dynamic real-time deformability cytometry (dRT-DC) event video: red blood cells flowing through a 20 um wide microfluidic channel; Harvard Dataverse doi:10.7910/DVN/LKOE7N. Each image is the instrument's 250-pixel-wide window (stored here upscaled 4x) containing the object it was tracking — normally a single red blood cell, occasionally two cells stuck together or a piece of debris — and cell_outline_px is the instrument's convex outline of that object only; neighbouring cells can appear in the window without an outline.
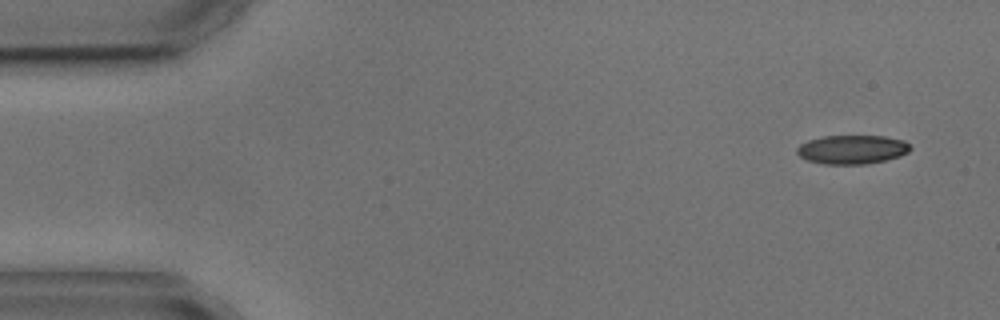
{"species": "common noctule bat (a hibernating species)", "species_latin": "Nyctalus noctula", "temperature_condition": "cold", "stored_images_in_passage": 6, "camera_frame_rate_fps": 3000, "um_per_image_px": 0.085, "animal": {"sex": "male", "body_mass_g": 17.9, "forearm_length_mm": 54.2}, "frame": {"image": 1, "passage_image": 1, "time_ms": 0.0, "image_size_px": [1000, 320], "cell_outline_px": [[912, 148], [908, 152], [900, 156], [884, 160], [864, 164], [824, 164], [808, 160], [800, 156], [796, 152], [796, 148], [800, 144], [808, 140], [824, 136], [884, 136], [904, 140]], "centroid_in_image_um": [72.42, 12.7], "position_along_channel_um": 12.6, "area_um2": 19.02}}
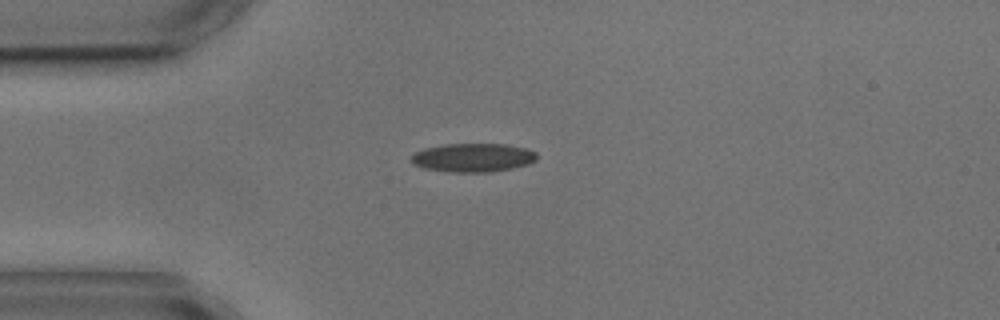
{"frame": {"image": 2, "passage_image": 4, "time_ms": 3.333, "image_size_px": [1000, 320], "cell_outline_px": [[536, 160], [528, 164], [512, 168], [492, 172], [452, 172], [424, 168], [412, 164], [408, 160], [416, 152], [424, 148], [448, 144], [508, 144], [528, 148], [536, 152]], "centroid_in_image_um": [40.21, 13.39], "position_along_channel_um": 44.8, "area_um2": 21.1}}
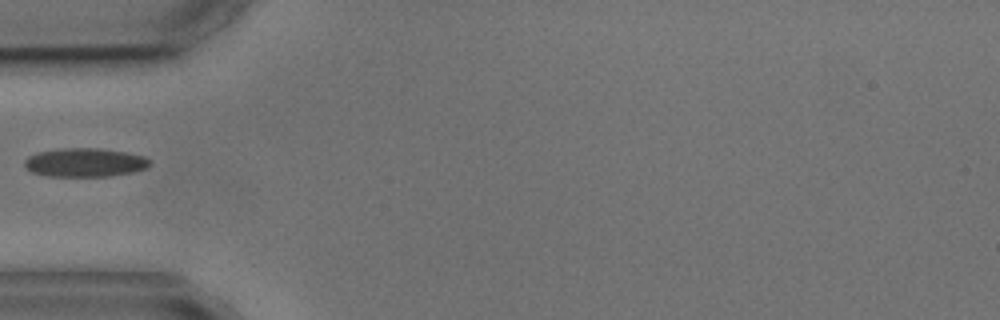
{"frame": {"image": 3, "passage_image": 5, "time_ms": 4.667, "image_size_px": [1000, 320], "cell_outline_px": [[148, 168], [132, 172], [112, 176], [48, 176], [32, 172], [24, 168], [24, 160], [28, 156], [40, 152], [60, 148], [100, 148], [124, 152], [144, 156], [148, 160]], "centroid_in_image_um": [7.18, 13.81], "position_along_channel_um": 77.8, "area_um2": 20.92}}